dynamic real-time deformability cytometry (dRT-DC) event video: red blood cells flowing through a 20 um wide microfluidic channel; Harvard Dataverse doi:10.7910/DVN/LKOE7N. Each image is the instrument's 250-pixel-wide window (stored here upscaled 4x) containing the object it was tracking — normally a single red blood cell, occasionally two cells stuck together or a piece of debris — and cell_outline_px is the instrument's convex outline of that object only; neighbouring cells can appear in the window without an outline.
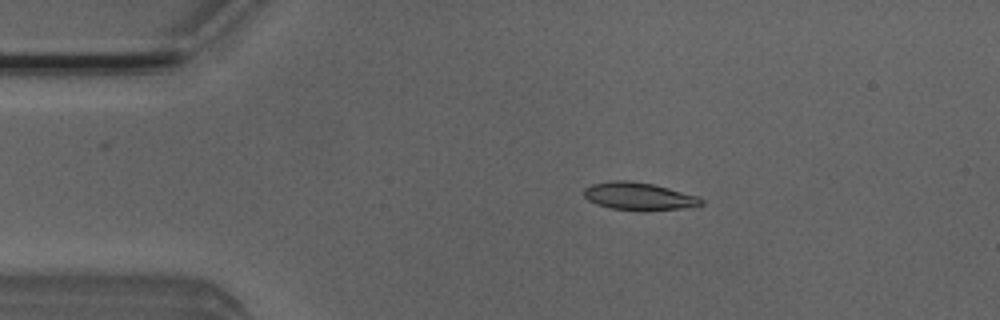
{"species": "Egyptian fruit bat (a non-hibernating species)", "species_latin": "Rousettus aegyptiacus", "temperature_condition": "room temperature", "stored_images_in_passage": 9, "camera_frame_rate_fps": 3000, "um_per_image_px": 0.085, "animal": {"sex": "male"}, "frame": {"image": 1, "passage_image": 9, "time_ms": 2.667, "image_size_px": [1000, 320], "cell_outline_px": [[704, 204], [680, 208], [612, 208], [596, 204], [588, 200], [584, 196], [584, 188], [592, 184], [616, 180], [628, 180], [652, 184], [700, 196], [704, 200]], "centroid_in_image_um": [54.29, 16.63], "position_along_channel_um": 30.7, "area_um2": 18.03}}